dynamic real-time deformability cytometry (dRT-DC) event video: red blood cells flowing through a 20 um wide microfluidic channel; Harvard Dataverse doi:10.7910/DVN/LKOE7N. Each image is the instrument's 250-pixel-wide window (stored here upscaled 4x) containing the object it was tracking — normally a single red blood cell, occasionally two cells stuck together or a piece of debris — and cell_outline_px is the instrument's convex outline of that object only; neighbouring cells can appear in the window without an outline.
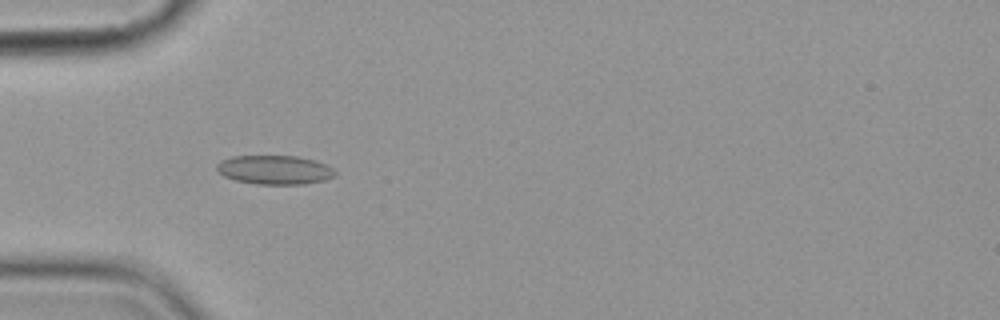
{"species": "common noctule bat (a hibernating species)", "species_latin": "Nyctalus noctula", "temperature_condition": "cold", "stored_images_in_passage": 5, "camera_frame_rate_fps": 3000, "um_per_image_px": 0.085, "animal": {"sex": "female", "body_mass_g": 19.9}, "frame": {"image": 1, "passage_image": 4, "time_ms": 4.333, "image_size_px": [1000, 320], "cell_outline_px": [[336, 176], [324, 180], [304, 184], [256, 184], [236, 180], [224, 176], [216, 172], [216, 164], [220, 160], [232, 156], [296, 156], [316, 160], [328, 164], [336, 172]], "centroid_in_image_um": [23.34, 14.43], "position_along_channel_um": 61.7, "area_um2": 20.23}}
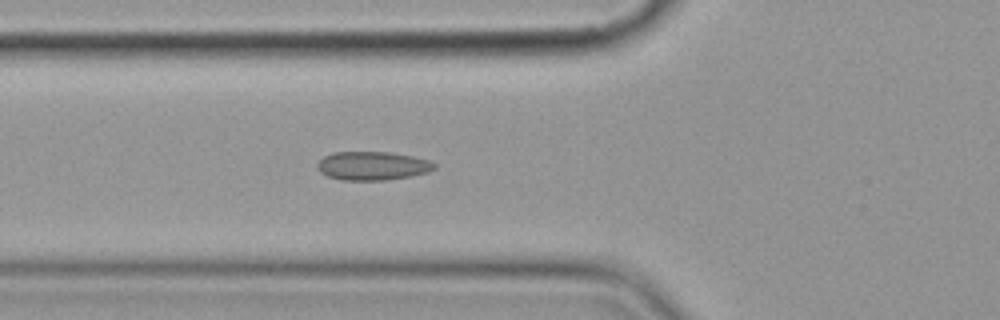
{"frame": {"image": 2, "passage_image": 5, "time_ms": 5.333, "image_size_px": [1000, 320], "cell_outline_px": [[436, 168], [428, 172], [412, 176], [384, 180], [340, 180], [328, 176], [320, 172], [316, 168], [316, 164], [324, 156], [332, 152], [392, 152], [412, 156], [428, 160], [436, 164]], "centroid_in_image_um": [31.65, 14.09], "position_along_channel_um": 94.2, "area_um2": 19.65}}